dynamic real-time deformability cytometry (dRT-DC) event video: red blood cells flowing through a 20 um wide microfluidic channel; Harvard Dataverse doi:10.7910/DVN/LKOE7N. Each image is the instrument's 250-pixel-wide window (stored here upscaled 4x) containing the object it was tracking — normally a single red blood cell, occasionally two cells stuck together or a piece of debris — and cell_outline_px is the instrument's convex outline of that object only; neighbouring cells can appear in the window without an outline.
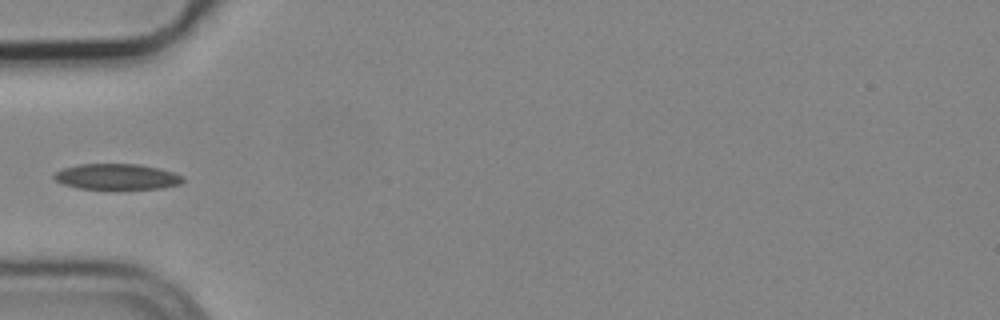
{"species": "common noctule bat (a hibernating species)", "species_latin": "Nyctalus noctula", "temperature_condition": "cold", "stored_images_in_passage": 5, "camera_frame_rate_fps": 3000, "um_per_image_px": 0.085, "animal": {"sex": "male", "body_mass_g": 19.2, "forearm_length_mm": 51.8}, "frame": {"image": 1, "passage_image": 5, "time_ms": 1.333, "image_size_px": [1000, 320], "cell_outline_px": [[184, 180], [180, 184], [160, 188], [76, 188], [64, 184], [56, 180], [52, 176], [56, 172], [64, 168], [80, 164], [140, 164], [160, 168], [184, 176]], "centroid_in_image_um": [9.95, 15.0], "position_along_channel_um": 75.0, "area_um2": 19.07}}